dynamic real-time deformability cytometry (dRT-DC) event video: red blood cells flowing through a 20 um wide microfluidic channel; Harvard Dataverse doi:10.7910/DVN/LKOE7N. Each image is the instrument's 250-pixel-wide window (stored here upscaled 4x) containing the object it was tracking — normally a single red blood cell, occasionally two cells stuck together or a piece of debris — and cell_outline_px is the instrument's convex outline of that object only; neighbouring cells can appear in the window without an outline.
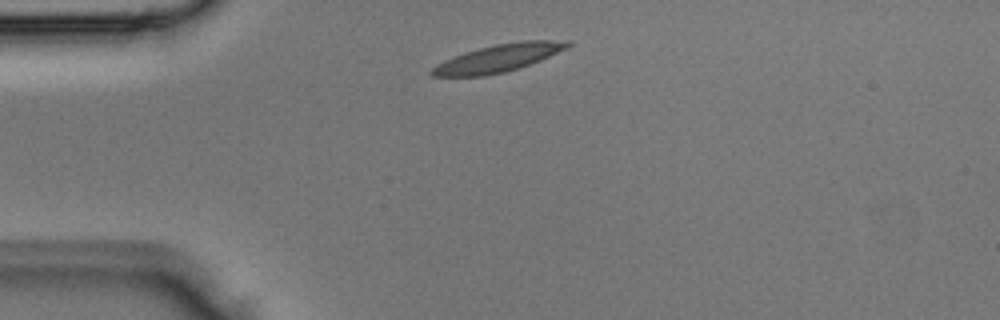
{"species": "Egyptian fruit bat (a non-hibernating species)", "species_latin": "Rousettus aegyptiacus", "temperature_condition": "room temperature", "stored_images_in_passage": 1, "camera_frame_rate_fps": 3000, "um_per_image_px": 0.085, "animal": {"sex": "male"}, "frame": {"image": 1, "passage_image": 1, "time_ms": 0.0, "image_size_px": [1000, 320], "cell_outline_px": [[572, 44], [568, 48], [540, 60], [504, 72], [484, 76], [432, 76], [428, 72], [436, 64], [444, 60], [464, 52], [496, 44], [520, 40], [572, 40]], "centroid_in_image_um": [42.37, 4.92], "position_along_channel_um": 42.6, "area_um2": 21.79}}